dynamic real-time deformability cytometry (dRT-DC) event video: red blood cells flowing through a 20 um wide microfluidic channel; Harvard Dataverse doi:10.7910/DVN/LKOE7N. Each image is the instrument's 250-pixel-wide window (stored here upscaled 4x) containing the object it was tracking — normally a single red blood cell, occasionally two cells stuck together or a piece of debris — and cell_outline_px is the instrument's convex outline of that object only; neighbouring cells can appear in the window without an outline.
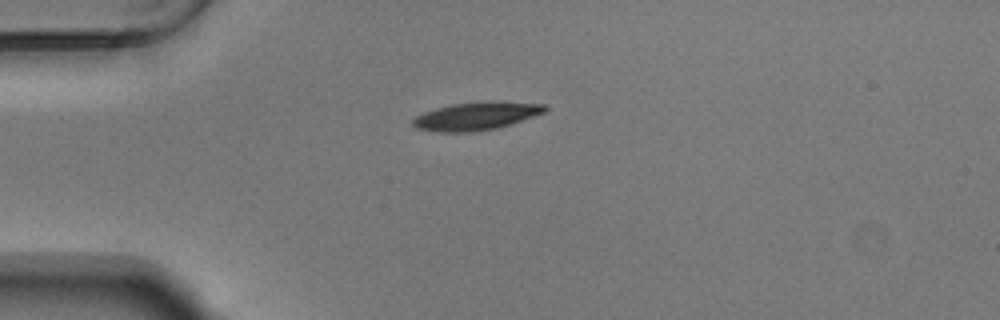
{"species": "Egyptian fruit bat (a non-hibernating species)", "species_latin": "Rousettus aegyptiacus", "temperature_condition": "warm", "stored_images_in_passage": 41, "camera_frame_rate_fps": 3000, "um_per_image_px": 0.085, "animal": {"sex": "male"}, "frame": {"image": 1, "passage_image": 1, "time_ms": 0.0, "image_size_px": [1000, 320], "cell_outline_px": [[548, 108], [544, 112], [496, 128], [472, 132], [436, 132], [416, 128], [412, 124], [412, 120], [416, 116], [424, 112], [452, 104], [544, 104]], "centroid_in_image_um": [40.33, 9.93], "position_along_channel_um": 44.7, "area_um2": 20.06}}
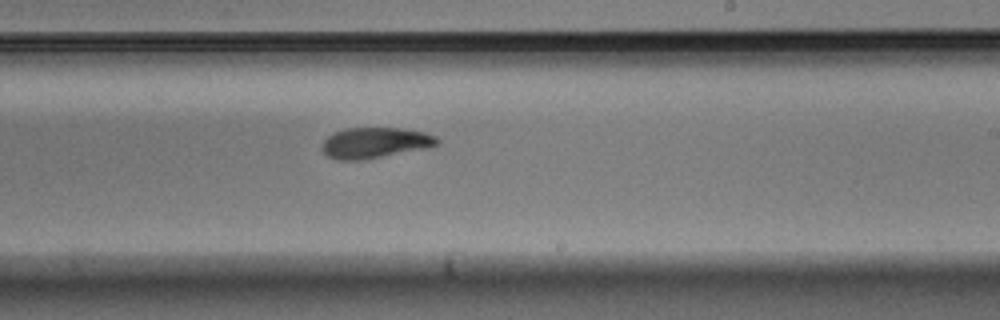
{"frame": {"image": 2, "passage_image": 20, "time_ms": 6.333, "image_size_px": [1000, 320], "cell_outline_px": [[440, 140], [436, 144], [424, 148], [368, 160], [336, 160], [328, 156], [320, 148], [320, 144], [332, 132], [344, 128], [400, 128], [424, 132], [436, 136]], "centroid_in_image_um": [31.81, 12.14], "position_along_channel_um": 257.2, "area_um2": 20.81}}
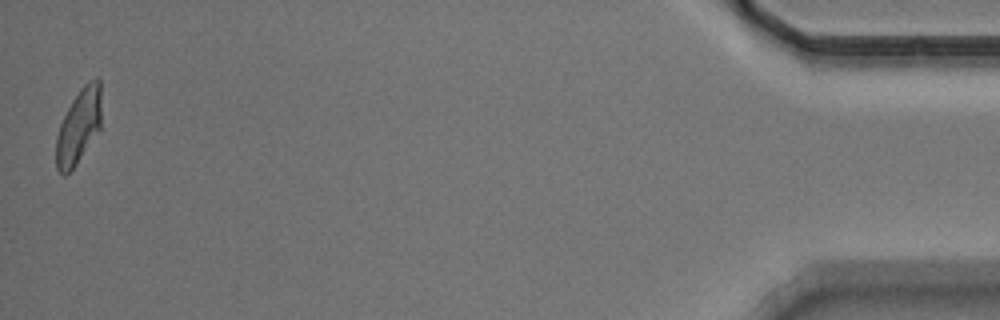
{"frame": {"image": 3, "passage_image": 41, "time_ms": 13.333, "image_size_px": [1000, 320], "cell_outline_px": [[100, 128], [76, 164], [64, 176], [56, 168], [56, 136], [60, 124], [72, 100], [80, 88], [88, 80], [96, 76], [100, 80]], "centroid_in_image_um": [6.68, 10.7], "position_along_channel_um": 428.5, "area_um2": 19.48}, "authors_computed_cell_mechanics": {"area_um2": 20.9814, "velocity_mm_per_s": 3.707, "shape_relaxation_time_tau1_ms": 2.5304, "shape_relaxation_time_tau2_ms": 3.1223, "deformation_change_tau1": 0.1509, "deformation_change_tau2": 0.0843}}